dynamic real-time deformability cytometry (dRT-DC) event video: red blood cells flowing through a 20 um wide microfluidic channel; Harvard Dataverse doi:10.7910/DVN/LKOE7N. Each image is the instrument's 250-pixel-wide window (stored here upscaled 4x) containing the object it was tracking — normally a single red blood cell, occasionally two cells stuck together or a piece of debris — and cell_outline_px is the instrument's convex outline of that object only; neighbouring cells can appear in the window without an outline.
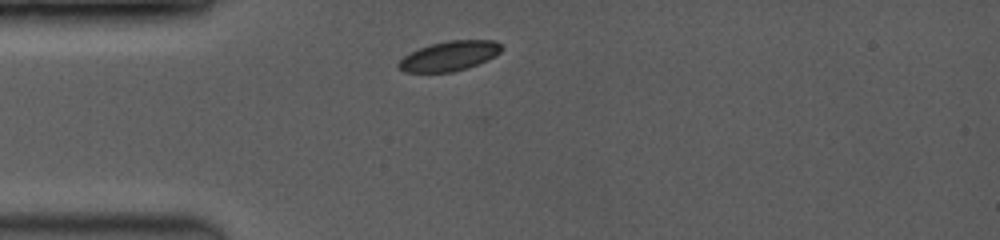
{"species": "common noctule bat (a hibernating species)", "species_latin": "Nyctalus noctula", "temperature_condition": "room temperature", "stored_images_in_passage": 11, "camera_frame_rate_fps": 3500, "um_per_image_px": 0.085, "animal": {"sex": "female", "body_mass_g": 19.0, "forearm_length_mm": 53.3}, "frame": {"image": 1, "passage_image": 1, "time_ms": 0.0, "image_size_px": [1000, 240], "cell_outline_px": [[504, 48], [500, 52], [468, 68], [452, 72], [404, 72], [396, 64], [404, 56], [420, 48], [432, 44], [448, 40], [492, 40], [500, 44]], "centroid_in_image_um": [38.18, 4.76], "position_along_channel_um": 46.8, "area_um2": 17.51}}
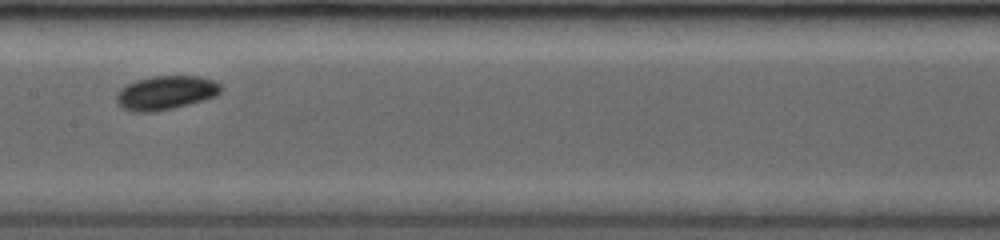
{"frame": {"image": 2, "passage_image": 5, "time_ms": 4.0, "image_size_px": [1000, 240], "cell_outline_px": [[220, 92], [216, 96], [204, 100], [156, 112], [136, 112], [120, 108], [116, 104], [116, 92], [120, 88], [136, 80], [152, 76], [196, 76], [212, 80], [220, 84]], "centroid_in_image_um": [14.03, 7.89], "position_along_channel_um": 193.4, "area_um2": 20.69}}
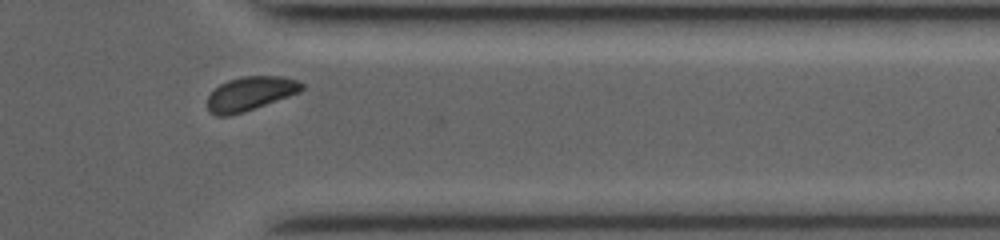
{"frame": {"image": 3, "passage_image": 10, "time_ms": 8.857, "image_size_px": [1000, 240], "cell_outline_px": [[304, 88], [300, 92], [244, 112], [228, 116], [216, 116], [208, 108], [208, 96], [220, 84], [228, 80], [244, 76], [280, 76], [300, 80], [304, 84]], "centroid_in_image_um": [21.31, 7.95], "position_along_channel_um": 390.1, "area_um2": 18.61}}